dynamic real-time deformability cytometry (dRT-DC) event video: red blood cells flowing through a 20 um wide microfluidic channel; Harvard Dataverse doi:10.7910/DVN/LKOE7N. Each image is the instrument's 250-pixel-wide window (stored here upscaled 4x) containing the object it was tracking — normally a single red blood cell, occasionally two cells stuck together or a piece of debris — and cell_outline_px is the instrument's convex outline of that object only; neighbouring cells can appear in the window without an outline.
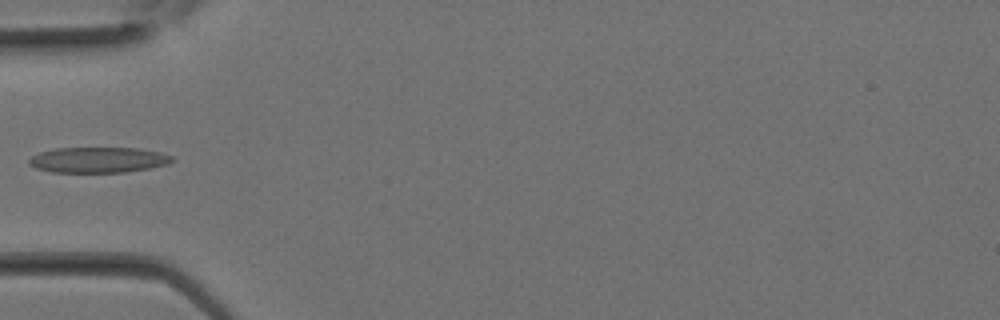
{"species": "Egyptian fruit bat (a non-hibernating species)", "species_latin": "Rousettus aegyptiacus", "temperature_condition": "room temperature", "stored_images_in_passage": 11, "camera_frame_rate_fps": 3000, "um_per_image_px": 0.085, "animal": {"sex": "female"}, "frame": {"image": 1, "passage_image": 10, "time_ms": 3.0, "image_size_px": [1000, 320], "cell_outline_px": [[176, 160], [168, 164], [148, 168], [124, 172], [52, 172], [36, 168], [28, 164], [28, 160], [32, 156], [40, 152], [56, 148], [136, 148], [160, 152], [172, 156]], "centroid_in_image_um": [8.35, 13.59], "position_along_channel_um": 76.6, "area_um2": 21.27}}